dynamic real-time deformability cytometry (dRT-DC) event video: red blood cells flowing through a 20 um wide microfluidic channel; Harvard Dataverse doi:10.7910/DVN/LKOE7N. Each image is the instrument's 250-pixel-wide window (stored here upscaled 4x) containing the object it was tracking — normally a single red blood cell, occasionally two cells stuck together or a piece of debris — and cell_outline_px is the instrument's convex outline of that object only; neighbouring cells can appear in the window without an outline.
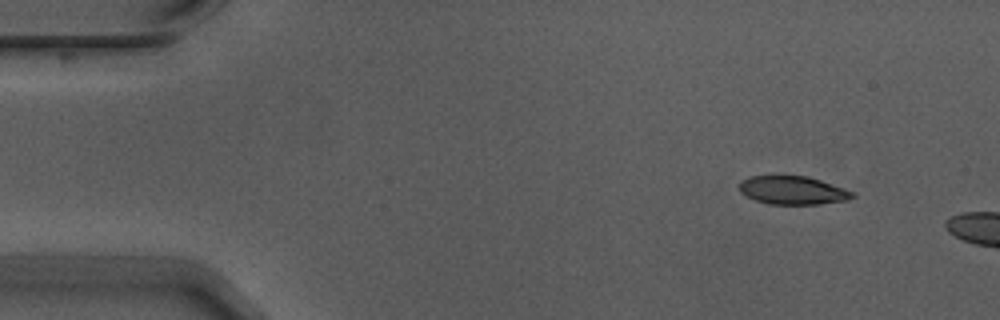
{"species": "Egyptian fruit bat (a non-hibernating species)", "species_latin": "Rousettus aegyptiacus", "temperature_condition": "warm", "stored_images_in_passage": 2, "camera_frame_rate_fps": 3000, "um_per_image_px": 0.085, "animal": {"sex": "male"}, "frame": {"image": 1, "passage_image": 1, "time_ms": 0.0, "image_size_px": [1000, 320], "cell_outline_px": [[856, 196], [848, 200], [820, 204], [768, 204], [756, 200], [740, 192], [740, 180], [752, 176], [808, 176], [844, 188], [852, 192]], "centroid_in_image_um": [67.4, 16.18], "position_along_channel_um": 17.6, "area_um2": 18.55}}